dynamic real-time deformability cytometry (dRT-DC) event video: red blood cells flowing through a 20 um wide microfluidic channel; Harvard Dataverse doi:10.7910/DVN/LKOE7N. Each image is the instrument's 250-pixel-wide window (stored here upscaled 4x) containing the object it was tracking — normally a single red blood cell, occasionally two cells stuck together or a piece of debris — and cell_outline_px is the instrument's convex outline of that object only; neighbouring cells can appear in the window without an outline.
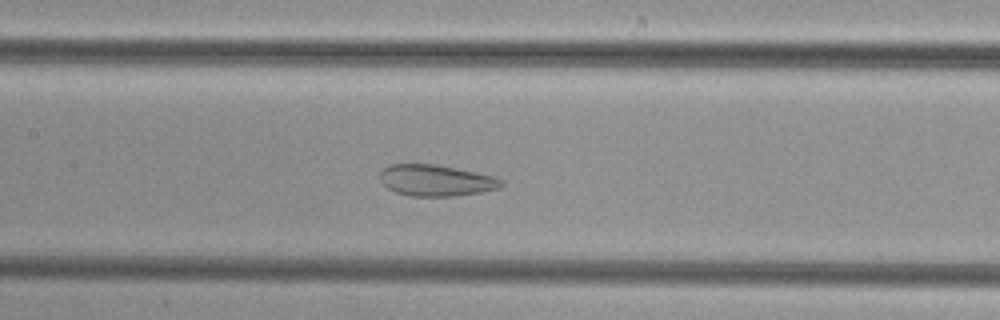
{"species": "common noctule bat (a hibernating species)", "species_latin": "Nyctalus noctula", "temperature_condition": "cold", "stored_images_in_passage": 31, "camera_frame_rate_fps": 3000, "um_per_image_px": 0.085, "animal": {"sex": "female", "body_mass_g": 29.2, "forearm_length_mm": 56.3}, "frame": {"image": 1, "passage_image": 15, "time_ms": 4.667, "image_size_px": [1000, 320], "cell_outline_px": [[504, 184], [500, 188], [480, 192], [456, 196], [412, 196], [396, 192], [388, 188], [380, 180], [380, 172], [388, 164], [436, 164], [496, 176], [504, 180]], "centroid_in_image_um": [37.09, 15.33], "position_along_channel_um": 170.3, "area_um2": 22.25}}
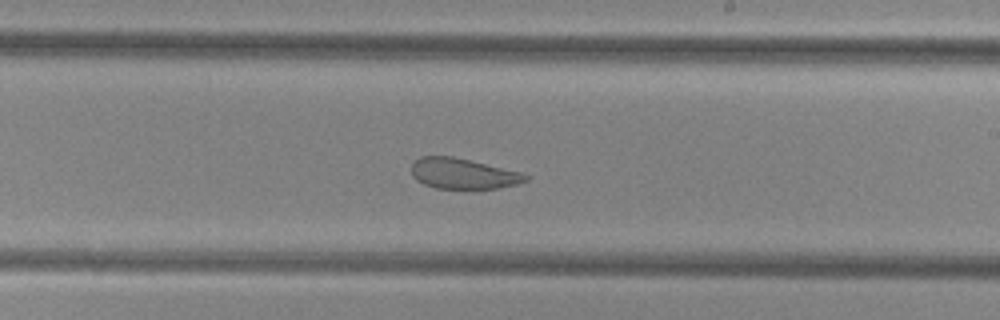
{"frame": {"image": 2, "passage_image": 21, "time_ms": 6.667, "image_size_px": [1000, 320], "cell_outline_px": [[528, 180], [520, 184], [500, 188], [436, 188], [424, 184], [416, 180], [412, 176], [412, 160], [420, 156], [452, 156], [520, 172], [528, 176]], "centroid_in_image_um": [39.33, 14.75], "position_along_channel_um": 249.7, "area_um2": 20.29}}
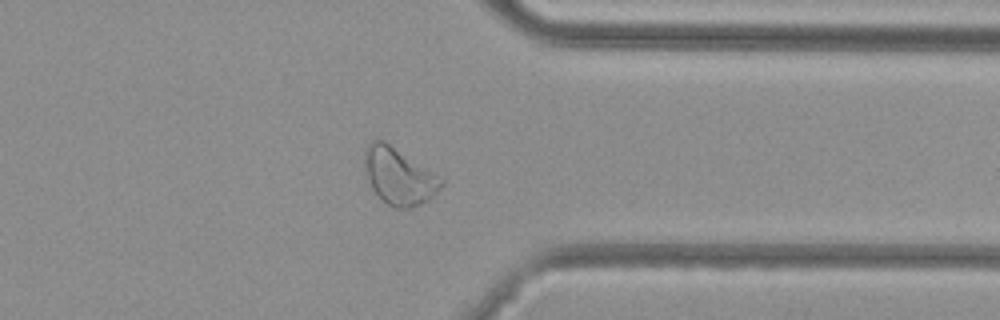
{"frame": {"image": 3, "passage_image": 31, "time_ms": 10.0, "image_size_px": [1000, 320], "cell_outline_px": [[444, 184], [428, 200], [420, 204], [408, 208], [392, 208], [372, 188], [368, 180], [364, 164], [364, 148], [372, 140], [384, 140], [444, 180]], "centroid_in_image_um": [33.88, 14.97], "position_along_channel_um": 377.5, "area_um2": 24.85}}